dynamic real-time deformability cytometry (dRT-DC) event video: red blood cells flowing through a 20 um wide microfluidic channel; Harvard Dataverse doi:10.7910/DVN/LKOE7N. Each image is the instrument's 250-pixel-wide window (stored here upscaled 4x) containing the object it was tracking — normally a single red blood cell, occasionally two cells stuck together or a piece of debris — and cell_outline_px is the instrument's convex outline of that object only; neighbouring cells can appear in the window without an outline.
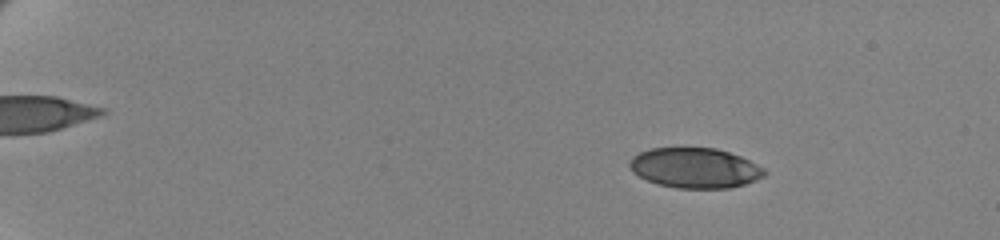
{"species": "human", "species_latin": "Homo sapiens", "temperature_condition": "cold", "stored_images_in_passage": 61, "camera_frame_rate_fps": 3000, "um_per_image_px": 0.085, "donor": {"sex": "female"}, "frame": {"image": 1, "passage_image": 10, "time_ms": 3.0, "image_size_px": [1000, 240], "cell_outline_px": [[768, 172], [764, 176], [756, 180], [744, 184], [728, 188], [676, 188], [660, 184], [648, 180], [632, 172], [628, 164], [632, 156], [640, 152], [652, 148], [716, 148], [740, 156], [764, 168]], "centroid_in_image_um": [59.07, 14.27], "position_along_channel_um": 25.9, "area_um2": 31.39}}
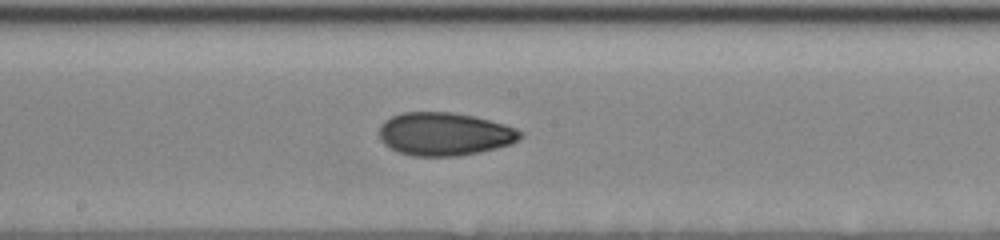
{"frame": {"image": 2, "passage_image": 37, "time_ms": 12.0, "image_size_px": [1000, 240], "cell_outline_px": [[524, 136], [512, 144], [480, 152], [456, 156], [412, 156], [400, 152], [384, 144], [380, 140], [380, 124], [384, 120], [392, 116], [404, 112], [452, 112], [472, 116], [504, 124], [516, 128], [524, 132]], "centroid_in_image_um": [37.8, 11.39], "position_along_channel_um": 210.4, "area_um2": 35.49}}
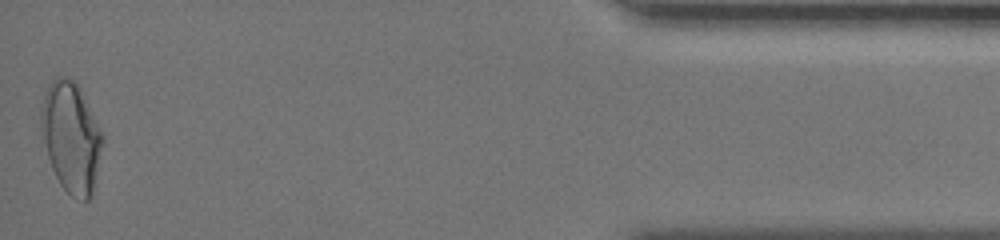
{"frame": {"image": 3, "passage_image": 61, "time_ms": 20.0, "image_size_px": [1000, 240], "cell_outline_px": [[104, 140], [92, 196], [88, 200], [84, 200], [72, 196], [60, 184], [52, 168], [48, 156], [40, 120], [40, 108], [48, 84], [56, 76], [64, 76], [72, 80], [80, 88], [104, 136]], "centroid_in_image_um": [6.06, 11.65], "position_along_channel_um": 429.1, "area_um2": 39.19}, "authors_computed_cell_mechanics": {"area_um2": 34.102, "velocity_mm_per_s": 3.471, "shape_relaxation_time_tau1_ms": 4.8683, "shape_relaxation_time_tau2_ms": 2.6079, "deformation_change_tau1": 0.1408, "deformation_change_tau2": 0.0705}}